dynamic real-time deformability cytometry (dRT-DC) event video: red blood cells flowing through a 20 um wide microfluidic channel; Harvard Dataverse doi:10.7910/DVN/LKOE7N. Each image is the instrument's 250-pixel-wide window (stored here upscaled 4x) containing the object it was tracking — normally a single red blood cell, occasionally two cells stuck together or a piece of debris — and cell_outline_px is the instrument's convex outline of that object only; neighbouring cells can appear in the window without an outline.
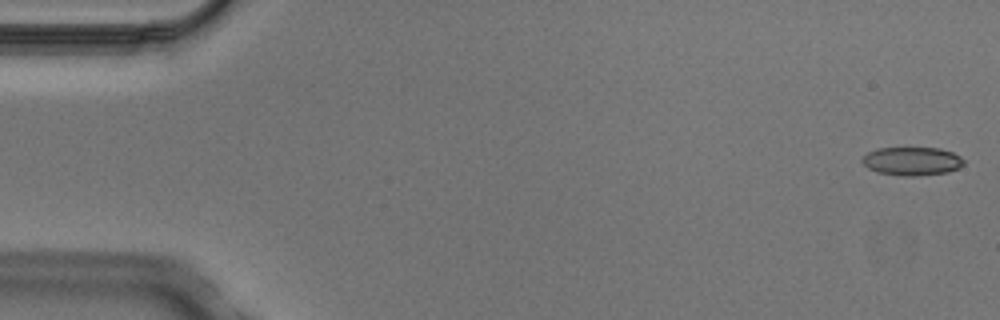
{"species": "Egyptian fruit bat (a non-hibernating species)", "species_latin": "Rousettus aegyptiacus", "temperature_condition": "cold", "stored_images_in_passage": 5, "camera_frame_rate_fps": 3000, "um_per_image_px": 0.085, "animal": {"sex": "male"}, "frame": {"image": 1, "passage_image": 1, "time_ms": 0.0, "image_size_px": [1000, 320], "cell_outline_px": [[964, 164], [948, 172], [912, 176], [904, 176], [876, 172], [868, 168], [860, 160], [868, 152], [876, 148], [940, 148], [952, 152], [960, 156], [964, 160]], "centroid_in_image_um": [77.5, 13.69], "position_along_channel_um": 7.5, "area_um2": 16.76}}
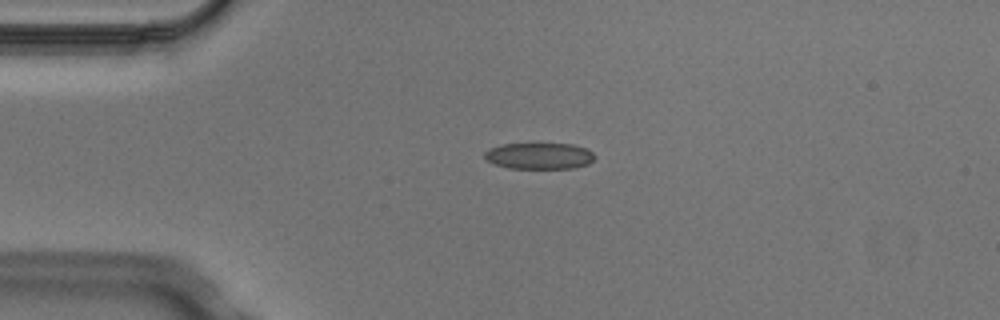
{"frame": {"image": 2, "passage_image": 4, "time_ms": 1.0, "image_size_px": [1000, 320], "cell_outline_px": [[596, 156], [588, 164], [572, 168], [512, 168], [496, 164], [488, 160], [484, 156], [484, 152], [488, 148], [504, 144], [572, 144], [584, 148], [592, 152]], "centroid_in_image_um": [45.84, 13.25], "position_along_channel_um": 39.2, "area_um2": 16.65}}